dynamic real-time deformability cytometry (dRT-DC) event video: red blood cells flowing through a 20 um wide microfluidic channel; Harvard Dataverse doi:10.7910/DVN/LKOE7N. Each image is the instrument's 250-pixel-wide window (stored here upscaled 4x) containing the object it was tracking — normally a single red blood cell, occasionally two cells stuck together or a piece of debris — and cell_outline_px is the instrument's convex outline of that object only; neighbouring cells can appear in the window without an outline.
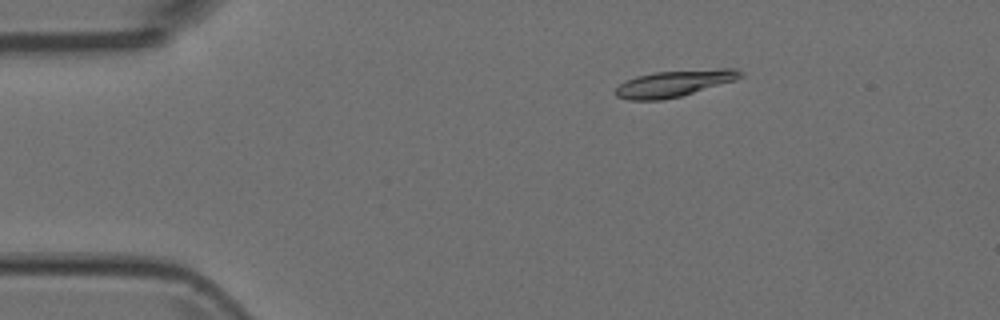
{"species": "Egyptian fruit bat (a non-hibernating species)", "species_latin": "Rousettus aegyptiacus", "temperature_condition": "room temperature", "stored_images_in_passage": 4, "camera_frame_rate_fps": 3000, "um_per_image_px": 0.085, "animal": {"sex": "female"}, "frame": {"image": 1, "passage_image": 3, "time_ms": 0.667, "image_size_px": [1000, 320], "cell_outline_px": [[744, 76], [736, 80], [680, 96], [660, 100], [628, 100], [616, 96], [612, 92], [624, 80], [636, 76], [656, 72], [720, 68], [736, 68], [744, 72]], "centroid_in_image_um": [57.31, 7.08], "position_along_channel_um": 27.7, "area_um2": 19.42}}